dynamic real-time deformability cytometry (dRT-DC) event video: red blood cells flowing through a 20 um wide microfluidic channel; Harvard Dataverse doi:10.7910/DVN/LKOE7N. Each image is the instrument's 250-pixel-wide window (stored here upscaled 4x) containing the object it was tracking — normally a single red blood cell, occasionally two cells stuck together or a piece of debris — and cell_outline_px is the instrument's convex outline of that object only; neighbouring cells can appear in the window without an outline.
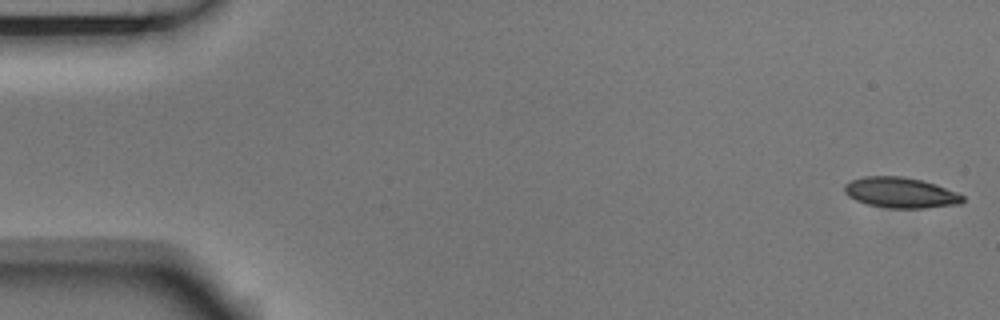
{"species": "Egyptian fruit bat (a non-hibernating species)", "species_latin": "Rousettus aegyptiacus", "temperature_condition": "room temperature", "stored_images_in_passage": 54, "camera_frame_rate_fps": 3000, "um_per_image_px": 0.085, "animal": {"sex": "male"}, "frame": {"image": 1, "passage_image": 1, "time_ms": 0.0, "image_size_px": [1000, 320], "cell_outline_px": [[964, 200], [960, 204], [924, 208], [892, 208], [868, 204], [856, 200], [848, 196], [844, 192], [844, 184], [852, 180], [864, 176], [900, 176], [920, 180], [936, 184], [956, 192], [964, 196]], "centroid_in_image_um": [76.55, 16.37], "position_along_channel_um": 8.5, "area_um2": 20.92}}
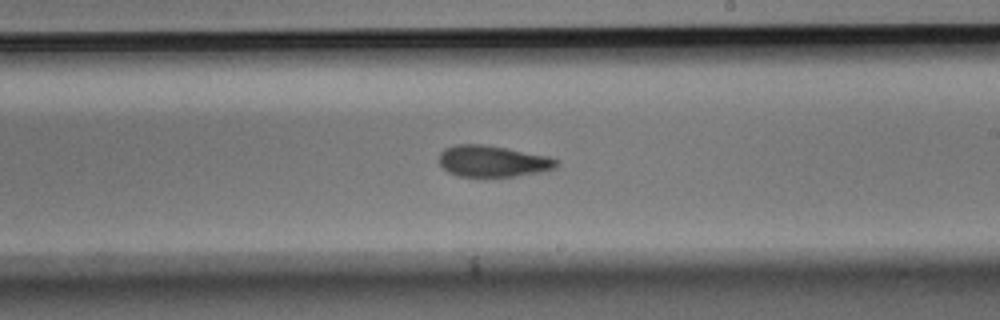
{"frame": {"image": 2, "passage_image": 31, "time_ms": 10.0, "image_size_px": [1000, 320], "cell_outline_px": [[560, 160], [556, 168], [540, 172], [516, 176], [456, 176], [448, 172], [440, 164], [440, 152], [444, 148], [456, 144], [484, 144], [548, 156]], "centroid_in_image_um": [41.89, 13.7], "position_along_channel_um": 247.1, "area_um2": 21.44}}
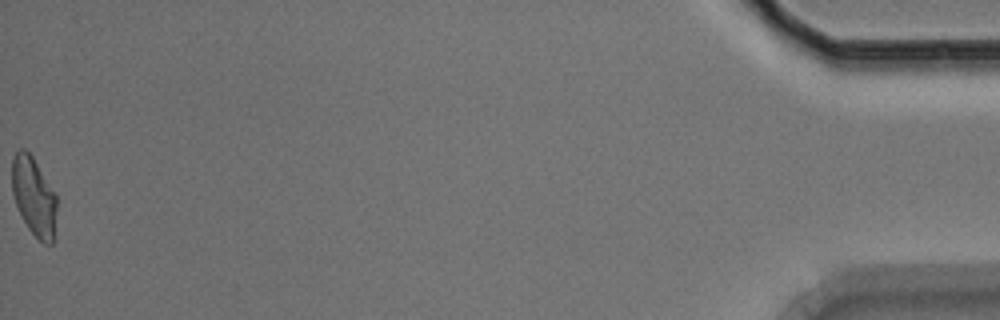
{"frame": {"image": 3, "passage_image": 54, "time_ms": 17.667, "image_size_px": [1000, 320], "cell_outline_px": [[56, 236], [52, 244], [44, 244], [28, 228], [16, 204], [12, 192], [12, 156], [20, 148], [24, 148], [32, 156], [56, 196]], "centroid_in_image_um": [2.89, 16.73], "position_along_channel_um": 432.3, "area_um2": 20.4}, "authors_computed_cell_mechanics": {"area_um2": 21.6172, "velocity_mm_per_s": 3.7202, "shape_relaxation_time_tau1_ms": 4.3164, "shape_relaxation_time_tau2_ms": 3.286, "deformation_change_tau1": 0.1398, "deformation_change_tau2": 0.1035}}